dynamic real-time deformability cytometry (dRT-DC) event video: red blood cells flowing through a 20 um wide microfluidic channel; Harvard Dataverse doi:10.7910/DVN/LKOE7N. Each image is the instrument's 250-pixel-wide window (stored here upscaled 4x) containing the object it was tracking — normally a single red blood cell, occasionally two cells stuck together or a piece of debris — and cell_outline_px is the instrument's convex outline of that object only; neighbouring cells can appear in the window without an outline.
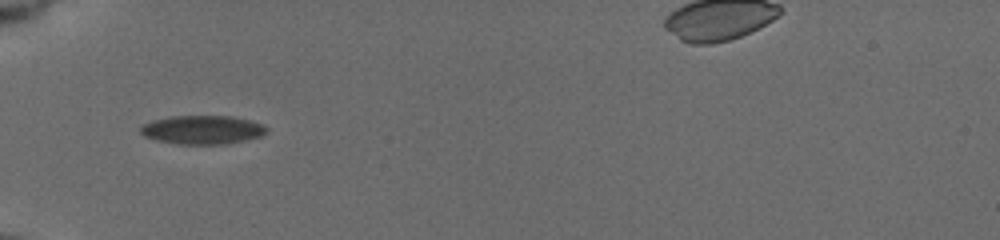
{"species": "common noctule bat (a hibernating species)", "species_latin": "Nyctalus noctula", "temperature_condition": "cold", "stored_images_in_passage": 38, "segment_of_instrument_passage": [1, 2], "camera_frame_rate_fps": 3000, "um_per_image_px": 0.085, "animal": {"sex": "female", "body_mass_g": 19.5, "forearm_length_mm": 54.1}, "frame": {"image": 1, "passage_image": 1, "time_ms": 0.0, "image_size_px": [1000, 240], "cell_outline_px": [[268, 132], [260, 136], [244, 140], [224, 144], [176, 144], [144, 136], [140, 132], [140, 128], [144, 124], [152, 120], [172, 116], [232, 116], [264, 124], [268, 128]], "centroid_in_image_um": [17.23, 11.02], "position_along_channel_um": 67.8, "area_um2": 20.98}}
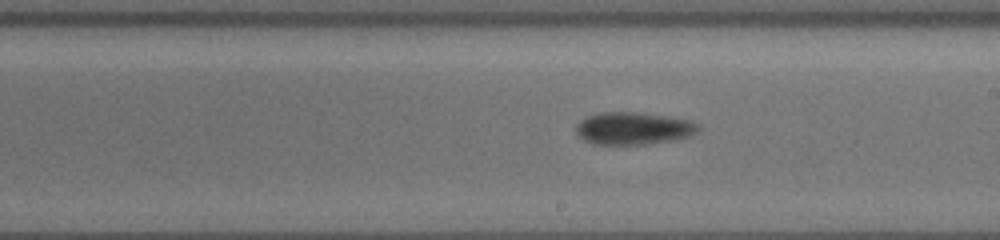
{"frame": {"image": 2, "passage_image": 15, "time_ms": 4.667, "image_size_px": [1000, 240], "cell_outline_px": [[700, 128], [692, 136], [676, 140], [644, 144], [592, 144], [584, 140], [576, 132], [576, 124], [580, 120], [588, 116], [600, 112], [636, 112], [668, 116], [692, 120], [700, 124]], "centroid_in_image_um": [53.88, 10.91], "position_along_channel_um": 235.1, "area_um2": 23.35}}
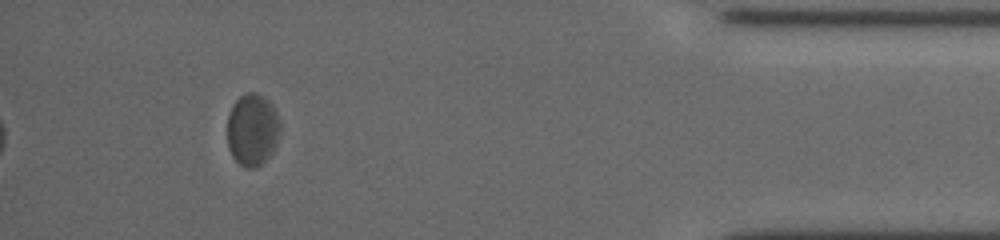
{"frame": {"image": 3, "passage_image": 33, "time_ms": 10.667, "image_size_px": [1000, 240], "cell_outline_px": [[280, 128], [276, 144], [272, 152], [260, 164], [252, 168], [248, 168], [240, 164], [232, 156], [228, 148], [228, 116], [232, 104], [240, 96], [248, 92], [256, 92], [264, 96], [272, 104], [276, 112], [280, 124]], "centroid_in_image_um": [21.45, 10.99], "position_along_channel_um": 413.8, "area_um2": 22.14}}